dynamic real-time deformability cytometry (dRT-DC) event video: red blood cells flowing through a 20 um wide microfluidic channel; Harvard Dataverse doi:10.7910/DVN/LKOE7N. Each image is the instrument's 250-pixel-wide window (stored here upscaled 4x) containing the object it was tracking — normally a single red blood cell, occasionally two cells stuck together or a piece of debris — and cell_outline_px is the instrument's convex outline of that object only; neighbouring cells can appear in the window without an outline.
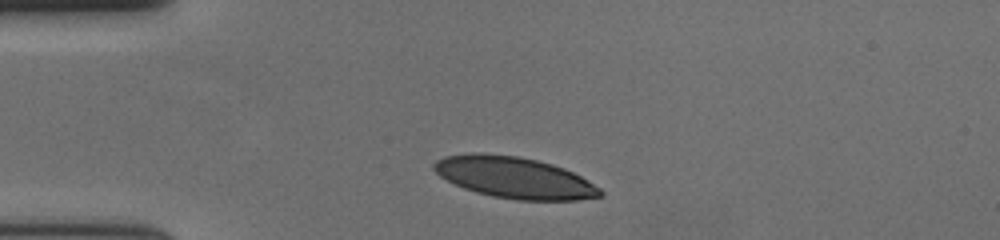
{"species": "human", "species_latin": "Homo sapiens", "temperature_condition": "cold", "stored_images_in_passage": 34, "camera_frame_rate_fps": 3000, "um_per_image_px": 0.085, "donor": {"sex": "female"}, "frame": {"image": 1, "passage_image": 1, "time_ms": 0.0, "image_size_px": [1000, 240], "cell_outline_px": [[604, 196], [576, 200], [516, 200], [492, 196], [476, 192], [464, 188], [440, 176], [432, 168], [432, 164], [436, 160], [444, 156], [472, 152], [484, 152], [516, 156], [536, 160], [552, 164], [564, 168], [580, 176], [600, 188], [604, 192]], "centroid_in_image_um": [43.71, 15.08], "position_along_channel_um": 41.3, "area_um2": 40.11}}
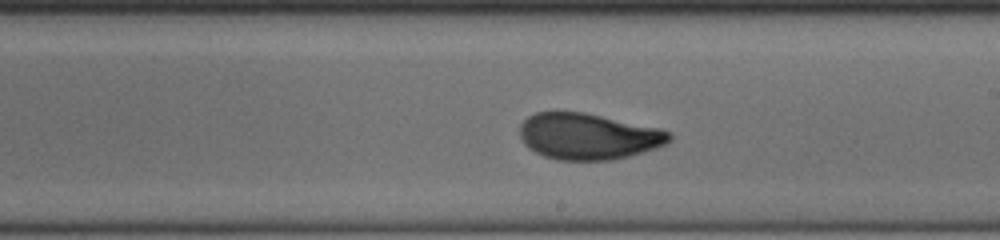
{"frame": {"image": 2, "passage_image": 20, "time_ms": 6.333, "image_size_px": [1000, 240], "cell_outline_px": [[672, 140], [656, 148], [628, 156], [612, 160], [556, 160], [544, 156], [528, 148], [524, 144], [520, 136], [520, 124], [528, 116], [536, 112], [584, 112], [660, 128], [672, 132]], "centroid_in_image_um": [50.0, 11.59], "position_along_channel_um": 239.0, "area_um2": 40.4}}
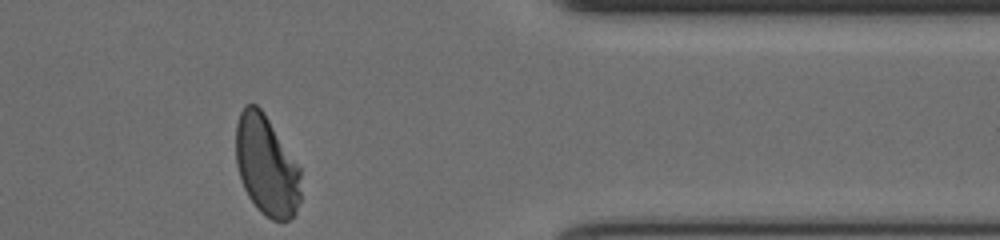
{"frame": {"image": 3, "passage_image": 34, "time_ms": 11.0, "image_size_px": [1000, 240], "cell_outline_px": [[300, 200], [296, 212], [288, 220], [272, 220], [264, 216], [256, 208], [248, 196], [240, 180], [236, 164], [236, 124], [240, 112], [244, 104], [256, 104], [264, 112], [300, 168]], "centroid_in_image_um": [22.63, 14.09], "position_along_channel_um": 388.8, "area_um2": 38.03}, "authors_computed_cell_mechanics": {"area_um2": 40.4311, "velocity_mm_per_s": 3.6156, "shape_relaxation_time_tau1_ms": 5.7785, "shape_relaxation_time_tau2_ms": null, "deformation_change_tau1": 0.1879, "deformation_change_tau2": null}}